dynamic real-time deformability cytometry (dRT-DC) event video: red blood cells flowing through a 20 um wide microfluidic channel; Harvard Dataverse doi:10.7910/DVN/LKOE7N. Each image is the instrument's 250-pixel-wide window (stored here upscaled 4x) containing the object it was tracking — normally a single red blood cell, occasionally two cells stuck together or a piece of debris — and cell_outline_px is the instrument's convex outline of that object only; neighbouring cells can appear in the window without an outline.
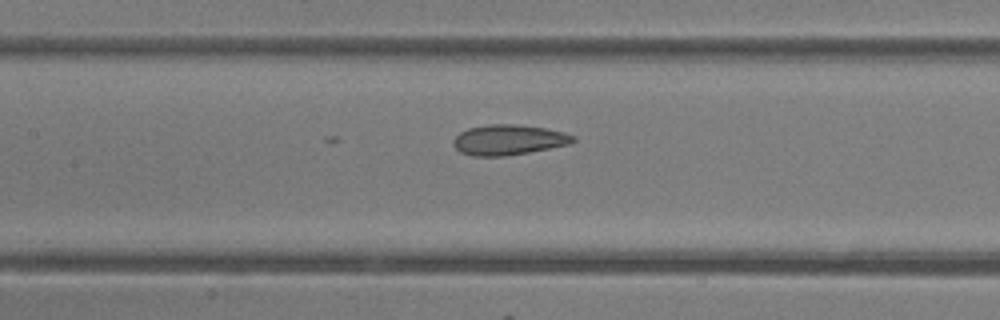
{"species": "common noctule bat (a hibernating species)", "species_latin": "Nyctalus noctula", "temperature_condition": "room temperature", "stored_images_in_passage": 9, "camera_frame_rate_fps": 3000, "um_per_image_px": 0.085, "animal": {"sex": "female"}, "frame": {"image": 1, "passage_image": 9, "time_ms": 2.667, "image_size_px": [1000, 320], "cell_outline_px": [[576, 140], [572, 144], [528, 152], [504, 156], [472, 156], [460, 152], [452, 144], [452, 140], [460, 132], [468, 128], [488, 124], [516, 124], [544, 128], [564, 132], [576, 136]], "centroid_in_image_um": [43.23, 11.88], "position_along_channel_um": 164.2, "area_um2": 21.27}}